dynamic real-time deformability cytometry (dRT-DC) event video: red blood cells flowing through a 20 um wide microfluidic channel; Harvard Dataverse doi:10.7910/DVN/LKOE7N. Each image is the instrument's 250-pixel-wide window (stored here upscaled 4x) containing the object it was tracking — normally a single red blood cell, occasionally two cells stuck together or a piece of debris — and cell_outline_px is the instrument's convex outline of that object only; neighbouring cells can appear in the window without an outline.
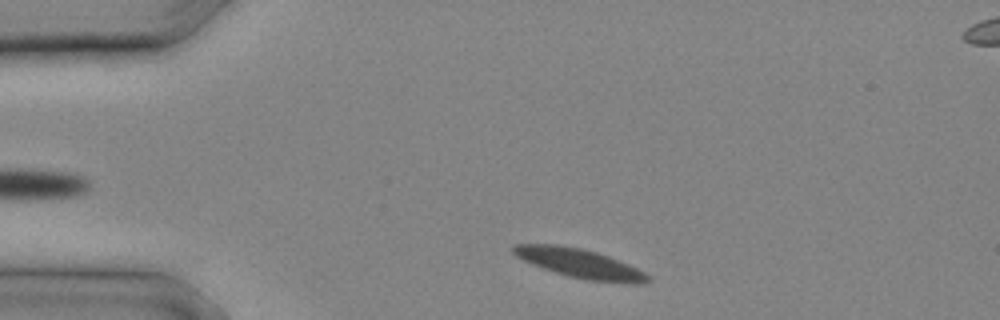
{"species": "common noctule bat (a hibernating species)", "species_latin": "Nyctalus noctula", "temperature_condition": "cold", "stored_images_in_passage": 5, "camera_frame_rate_fps": 3000, "um_per_image_px": 0.085, "animal": {"sex": "male", "body_mass_g": 20.4}, "frame": {"image": 1, "passage_image": 1, "time_ms": 0.0, "image_size_px": [1000, 320], "cell_outline_px": [[652, 280], [644, 284], [632, 284], [588, 280], [568, 276], [532, 264], [516, 256], [512, 252], [512, 244], [556, 244], [580, 248], [596, 252], [608, 256], [628, 264], [652, 276]], "centroid_in_image_um": [49.32, 22.4], "position_along_channel_um": 35.7, "area_um2": 22.83}}
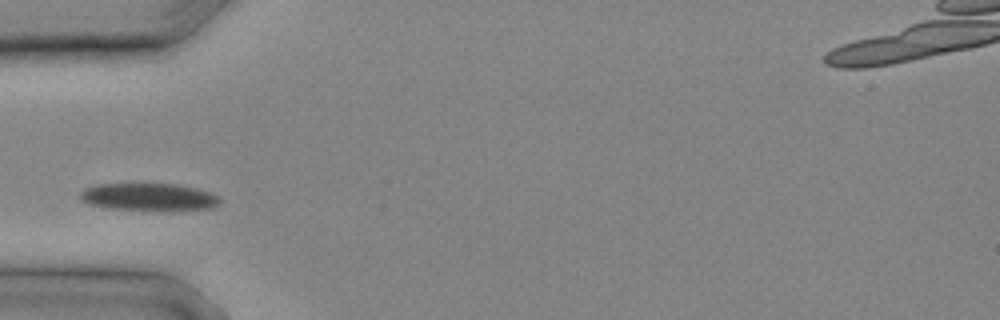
{"frame": {"image": 2, "passage_image": 4, "time_ms": 1.0, "image_size_px": [1000, 320], "cell_outline_px": [[220, 204], [212, 208], [112, 208], [88, 204], [80, 196], [80, 192], [84, 188], [96, 184], [176, 184], [196, 188], [208, 192], [216, 196], [220, 200]], "centroid_in_image_um": [12.6, 16.69], "position_along_channel_um": 72.4, "area_um2": 21.21}}